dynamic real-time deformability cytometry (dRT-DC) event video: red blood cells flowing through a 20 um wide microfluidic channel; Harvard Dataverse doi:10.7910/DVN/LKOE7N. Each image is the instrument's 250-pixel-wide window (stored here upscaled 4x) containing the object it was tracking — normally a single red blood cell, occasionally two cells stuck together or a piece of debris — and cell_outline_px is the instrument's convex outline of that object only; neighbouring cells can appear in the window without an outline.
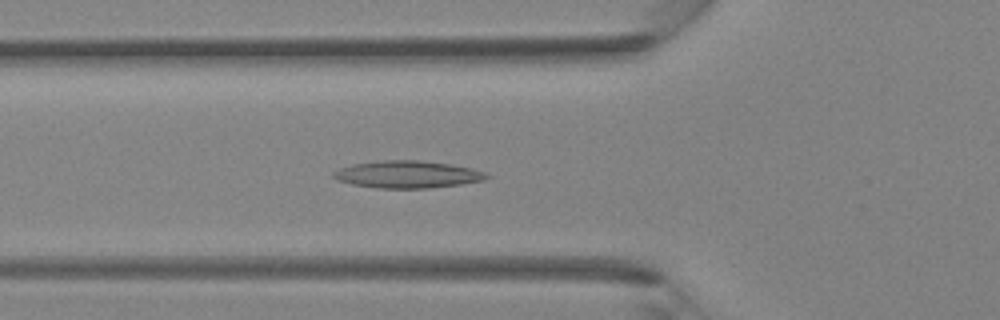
{"species": "Egyptian fruit bat (a non-hibernating species)", "species_latin": "Rousettus aegyptiacus", "temperature_condition": "room temperature", "stored_images_in_passage": 29, "camera_frame_rate_fps": 3000, "um_per_image_px": 0.085, "animal": {"sex": "female"}, "frame": {"image": 1, "passage_image": 3, "time_ms": 0.667, "image_size_px": [1000, 320], "cell_outline_px": [[492, 176], [484, 180], [460, 184], [428, 188], [376, 188], [352, 184], [336, 180], [332, 176], [332, 172], [340, 168], [352, 164], [384, 160], [416, 160], [452, 164], [472, 168], [484, 172]], "centroid_in_image_um": [34.62, 14.82], "position_along_channel_um": 91.2, "area_um2": 24.33}}
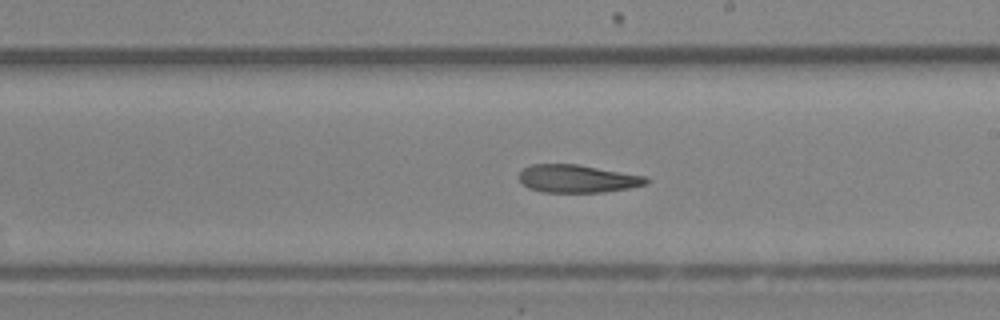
{"frame": {"image": 2, "passage_image": 12, "time_ms": 3.667, "image_size_px": [1000, 320], "cell_outline_px": [[648, 184], [628, 188], [604, 192], [540, 192], [528, 188], [516, 176], [524, 168], [532, 164], [576, 164], [648, 176]], "centroid_in_image_um": [49.07, 15.19], "position_along_channel_um": 239.9, "area_um2": 20.75}}
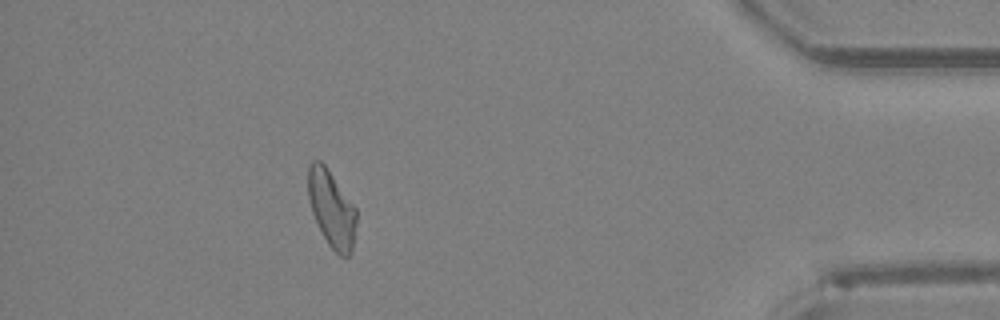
{"frame": {"image": 3, "passage_image": 25, "time_ms": 8.0, "image_size_px": [1000, 320], "cell_outline_px": [[356, 220], [352, 248], [348, 256], [340, 256], [328, 244], [312, 212], [308, 196], [308, 164], [312, 160], [320, 160], [324, 164], [356, 208]], "centroid_in_image_um": [28.17, 17.71], "position_along_channel_um": 407.0, "area_um2": 21.15}}